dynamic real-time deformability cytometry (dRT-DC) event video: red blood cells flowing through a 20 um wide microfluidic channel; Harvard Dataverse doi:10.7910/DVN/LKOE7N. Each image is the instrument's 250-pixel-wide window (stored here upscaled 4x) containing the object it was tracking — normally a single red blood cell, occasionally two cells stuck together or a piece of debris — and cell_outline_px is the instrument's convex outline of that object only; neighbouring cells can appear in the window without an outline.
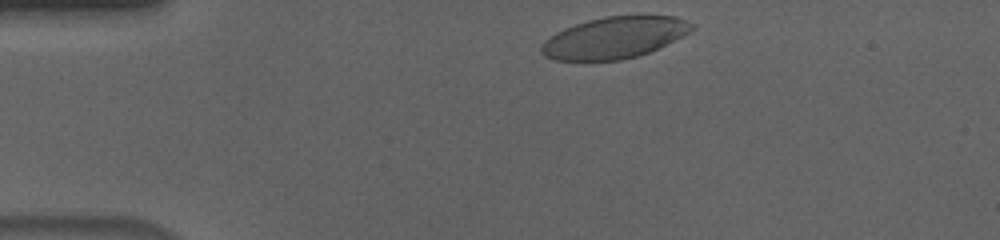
{"species": "human", "species_latin": "Homo sapiens", "temperature_condition": "cold", "stored_images_in_passage": 37, "camera_frame_rate_fps": 3000, "um_per_image_px": 0.085, "donor": {"sex": "male"}, "frame": {"image": 1, "passage_image": 1, "time_ms": 0.0, "image_size_px": [1000, 240], "cell_outline_px": [[696, 28], [648, 52], [636, 56], [620, 60], [556, 60], [544, 56], [540, 52], [540, 48], [544, 40], [556, 32], [564, 28], [588, 20], [604, 16], [676, 16], [696, 24]], "centroid_in_image_um": [52.19, 3.19], "position_along_channel_um": 32.8, "area_um2": 36.01}}
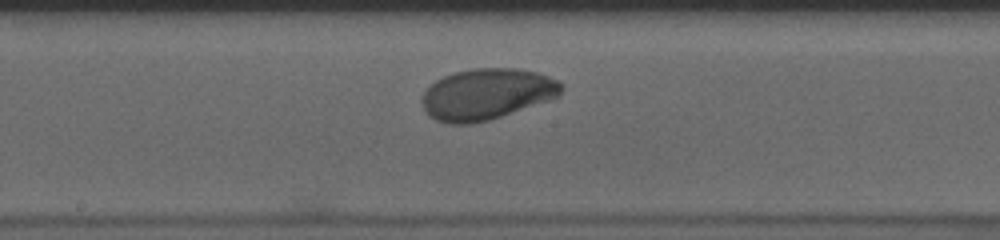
{"frame": {"image": 2, "passage_image": 20, "time_ms": 6.333, "image_size_px": [1000, 240], "cell_outline_px": [[564, 88], [560, 96], [552, 100], [488, 120], [472, 124], [448, 124], [436, 120], [428, 116], [420, 100], [424, 92], [436, 80], [444, 76], [456, 72], [476, 68], [516, 68], [536, 72], [560, 80]], "centroid_in_image_um": [41.4, 8.01], "position_along_channel_um": 206.8, "area_um2": 41.79}}
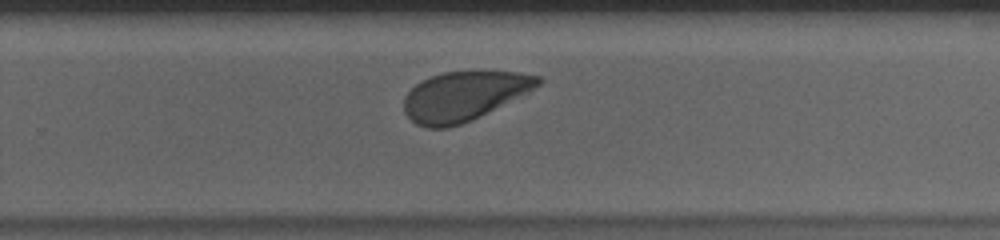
{"frame": {"image": 3, "passage_image": 27, "time_ms": 8.667, "image_size_px": [1000, 240], "cell_outline_px": [[544, 80], [540, 84], [528, 92], [472, 120], [448, 128], [428, 128], [416, 124], [404, 112], [404, 96], [416, 84], [432, 76], [444, 72], [476, 68], [516, 72], [540, 76]], "centroid_in_image_um": [39.46, 8.12], "position_along_channel_um": 290.3, "area_um2": 39.07}, "authors_computed_cell_mechanics": {"area_um2": 40.5178, "velocity_mm_per_s": 3.5991, "shape_relaxation_time_tau1_ms": 4.5133, "shape_relaxation_time_tau2_ms": null, "deformation_change_tau1": 0.1859, "deformation_change_tau2": null}}